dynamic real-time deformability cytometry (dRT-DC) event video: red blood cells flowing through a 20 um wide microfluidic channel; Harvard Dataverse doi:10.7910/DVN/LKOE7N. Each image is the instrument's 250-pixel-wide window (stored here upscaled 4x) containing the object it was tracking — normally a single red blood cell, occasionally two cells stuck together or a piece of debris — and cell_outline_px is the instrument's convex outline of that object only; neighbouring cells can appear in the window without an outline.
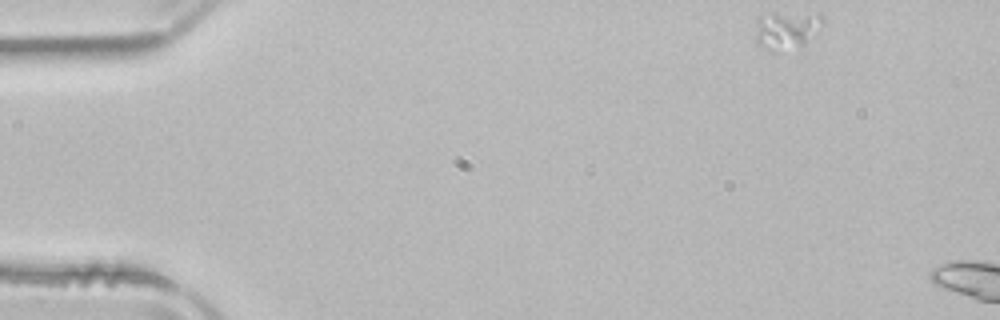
{"species": "common noctule bat (a hibernating species)", "species_latin": "Nyctalus noctula", "temperature_condition": "room temperature", "stored_images_in_passage": 2, "camera_frame_rate_fps": 3000, "um_per_image_px": 0.085, "animal": {"sex": "male", "body_mass_g": 21.5, "forearm_length_mm": 52.0}, "frame": {"image": 1, "passage_image": 1, "time_ms": 0.0, "image_size_px": [1000, 320], "cell_outline_px": [[824, 24], [804, 44], [772, 52], [768, 52], [756, 44], [756, 20], [760, 16], [772, 12], [820, 12], [824, 16]], "centroid_in_image_um": [66.86, 2.49], "position_along_channel_um": 18.1, "area_um2": 15.37}}